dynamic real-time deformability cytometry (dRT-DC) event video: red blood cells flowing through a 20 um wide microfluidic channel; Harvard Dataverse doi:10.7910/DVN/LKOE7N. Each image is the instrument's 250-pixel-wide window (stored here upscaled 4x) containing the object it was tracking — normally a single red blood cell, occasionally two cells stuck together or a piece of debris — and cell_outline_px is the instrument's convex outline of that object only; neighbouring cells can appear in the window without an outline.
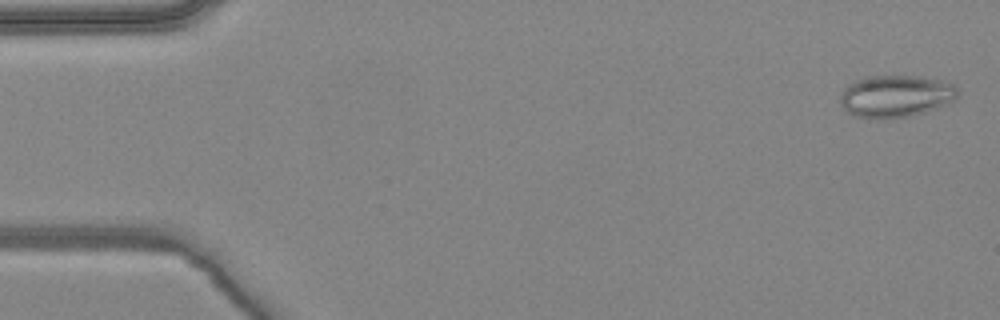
{"species": "common noctule bat (a hibernating species)", "species_latin": "Nyctalus noctula", "temperature_condition": "warm", "stored_images_in_passage": 4, "camera_frame_rate_fps": 3000, "um_per_image_px": 0.085, "animal": {"sex": "female", "body_mass_g": 24.6, "forearm_length_mm": 56.2}, "frame": {"image": 1, "passage_image": 1, "time_ms": 0.0, "image_size_px": [1000, 320], "cell_outline_px": [[960, 96], [956, 100], [936, 108], [924, 112], [908, 116], [884, 120], [868, 120], [852, 116], [840, 104], [840, 92], [848, 84], [856, 80], [868, 76], [920, 76], [944, 80], [956, 84], [960, 92]], "centroid_in_image_um": [76.15, 8.19], "position_along_channel_um": 8.8, "area_um2": 29.77}}